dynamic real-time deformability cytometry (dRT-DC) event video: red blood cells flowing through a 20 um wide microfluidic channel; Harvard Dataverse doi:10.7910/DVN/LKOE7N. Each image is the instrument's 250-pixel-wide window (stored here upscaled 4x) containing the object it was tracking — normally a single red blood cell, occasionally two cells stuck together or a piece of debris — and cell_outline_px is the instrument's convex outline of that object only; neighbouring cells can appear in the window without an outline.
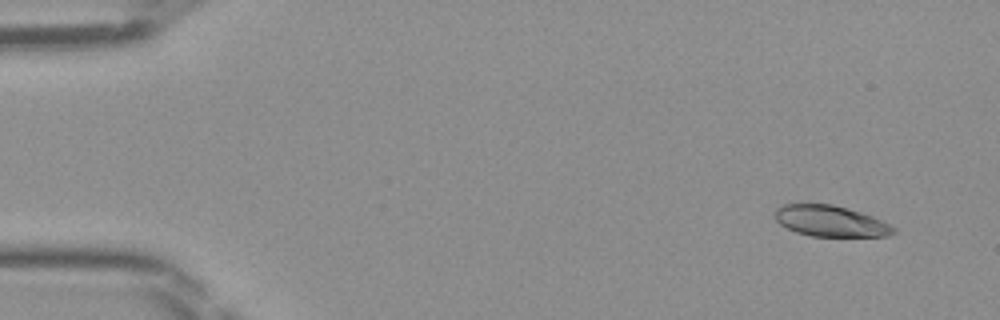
{"species": "Egyptian fruit bat (a non-hibernating species)", "species_latin": "Rousettus aegyptiacus", "temperature_condition": "room temperature", "stored_images_in_passage": 45, "camera_frame_rate_fps": 3000, "um_per_image_px": 0.085, "frame": {"image": 1, "passage_image": 1, "time_ms": 0.0, "image_size_px": [1000, 320], "cell_outline_px": [[896, 232], [888, 236], [812, 236], [796, 232], [780, 224], [776, 220], [772, 212], [776, 208], [784, 204], [800, 200], [832, 204], [848, 208], [872, 216], [896, 228]], "centroid_in_image_um": [70.5, 18.74], "position_along_channel_um": 14.5, "area_um2": 22.08}}
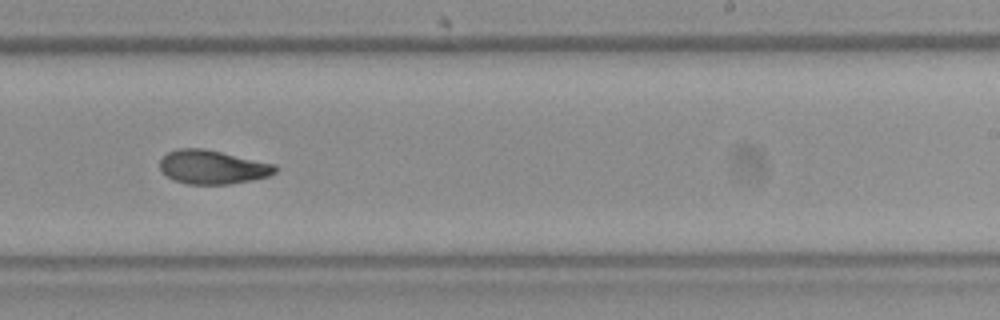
{"frame": {"image": 2, "passage_image": 27, "time_ms": 8.667, "image_size_px": [1000, 320], "cell_outline_px": [[276, 172], [268, 176], [252, 180], [228, 184], [188, 184], [172, 180], [160, 168], [160, 160], [168, 152], [180, 148], [200, 148], [220, 152], [276, 164]], "centroid_in_image_um": [18.06, 14.21], "position_along_channel_um": 270.9, "area_um2": 22.48}}
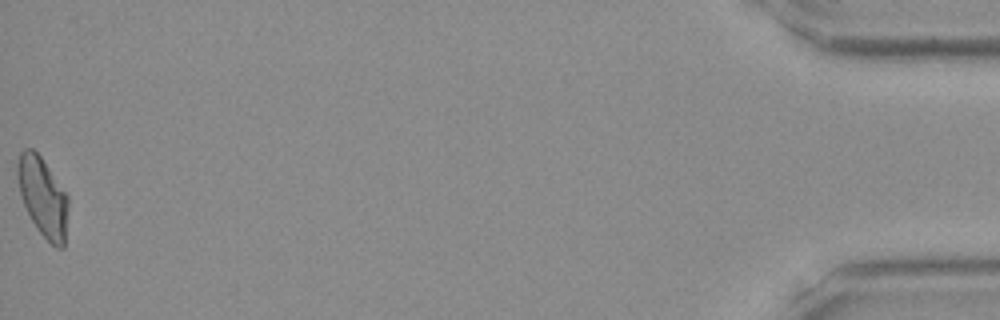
{"frame": {"image": 3, "passage_image": 45, "time_ms": 14.667, "image_size_px": [1000, 320], "cell_outline_px": [[68, 204], [64, 248], [56, 248], [36, 228], [20, 196], [16, 176], [16, 164], [20, 152], [24, 148], [32, 148], [40, 156], [68, 196]], "centroid_in_image_um": [3.61, 16.72], "position_along_channel_um": 431.6, "area_um2": 23.29}}